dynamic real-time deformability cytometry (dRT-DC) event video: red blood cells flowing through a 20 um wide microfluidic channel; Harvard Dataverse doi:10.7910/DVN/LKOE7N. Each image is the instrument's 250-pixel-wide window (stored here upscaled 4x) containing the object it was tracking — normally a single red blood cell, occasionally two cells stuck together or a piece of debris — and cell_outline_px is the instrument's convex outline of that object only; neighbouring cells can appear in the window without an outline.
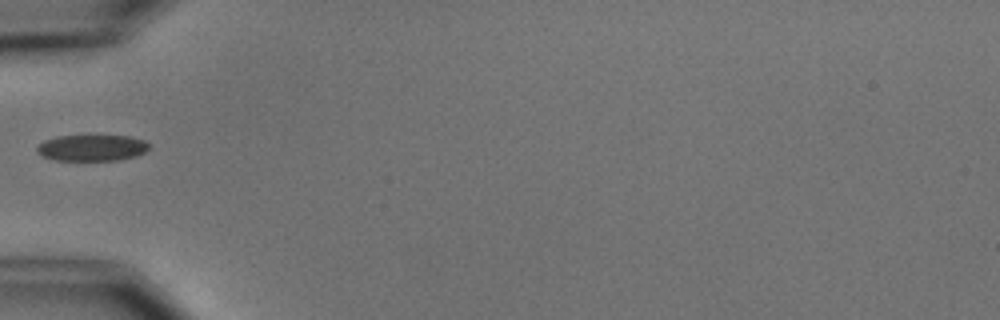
{"species": "common noctule bat (a hibernating species)", "species_latin": "Nyctalus noctula", "temperature_condition": "cold", "stored_images_in_passage": 7, "segment_of_instrument_passage": [2, 2], "camera_frame_rate_fps": 3000, "um_per_image_px": 0.085, "animal": {"sex": "male", "body_mass_g": 15.6}, "frame": {"image": 1, "passage_image": 3, "time_ms": 3.333, "image_size_px": [1000, 320], "cell_outline_px": [[148, 148], [144, 152], [136, 156], [120, 160], [56, 160], [44, 156], [36, 152], [36, 148], [44, 140], [56, 136], [128, 136], [144, 140], [148, 144]], "centroid_in_image_um": [7.8, 12.56], "position_along_channel_um": 77.2, "area_um2": 16.99}}
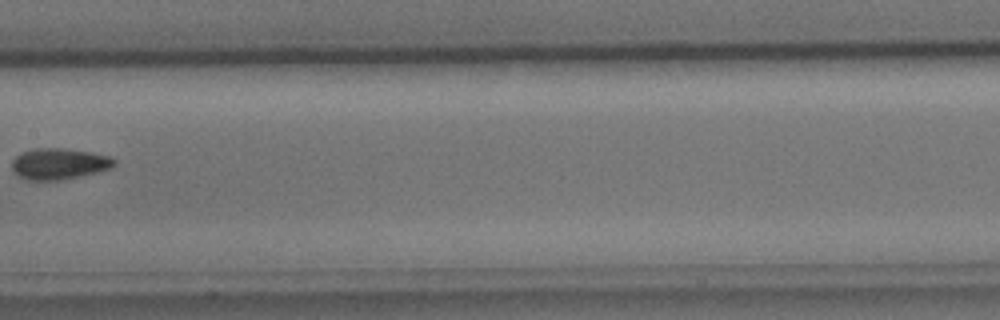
{"frame": {"image": 2, "passage_image": 6, "time_ms": 6.667, "image_size_px": [1000, 320], "cell_outline_px": [[116, 164], [112, 168], [96, 172], [56, 180], [28, 180], [16, 176], [12, 172], [12, 160], [20, 152], [32, 148], [64, 148], [92, 152], [108, 156], [116, 160]], "centroid_in_image_um": [4.97, 13.91], "position_along_channel_um": 202.4, "area_um2": 18.67}}
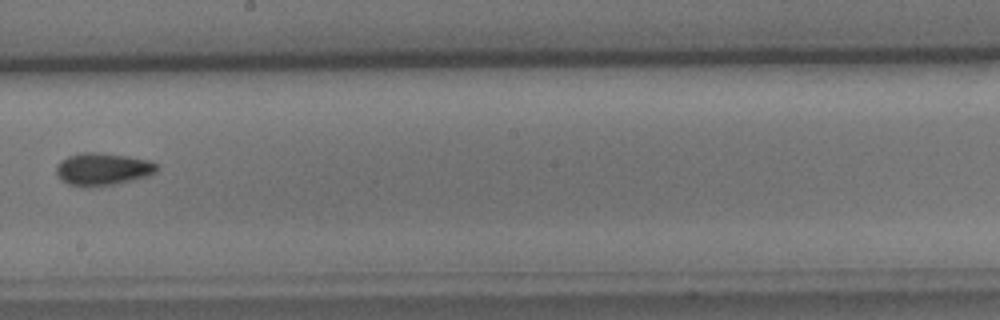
{"frame": {"image": 3, "passage_image": 7, "time_ms": 7.667, "image_size_px": [1000, 320], "cell_outline_px": [[160, 164], [156, 172], [148, 176], [116, 184], [88, 188], [84, 188], [68, 184], [60, 180], [56, 172], [56, 168], [60, 160], [68, 156], [84, 152], [96, 152], [128, 156], [148, 160]], "centroid_in_image_um": [8.73, 14.39], "position_along_channel_um": 239.5, "area_um2": 19.36}}